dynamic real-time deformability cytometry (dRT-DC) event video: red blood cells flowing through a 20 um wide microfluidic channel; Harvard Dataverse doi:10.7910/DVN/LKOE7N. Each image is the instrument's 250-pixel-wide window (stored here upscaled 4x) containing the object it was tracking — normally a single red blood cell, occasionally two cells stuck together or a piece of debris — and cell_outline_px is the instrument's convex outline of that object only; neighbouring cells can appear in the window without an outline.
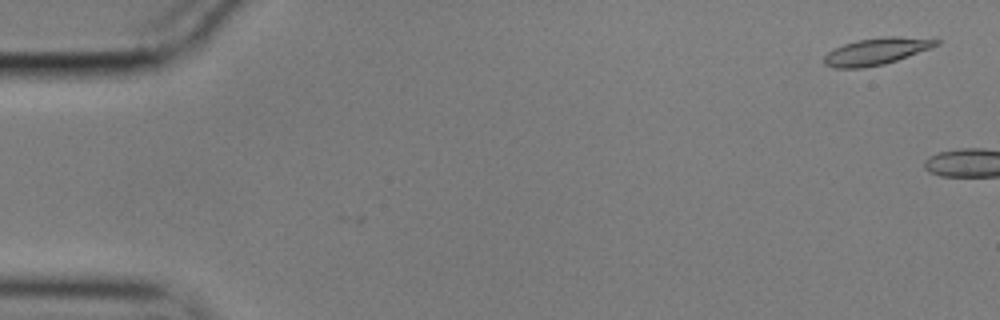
{"species": "common noctule bat (a hibernating species)", "species_latin": "Nyctalus noctula", "temperature_condition": "cold", "stored_images_in_passage": 2, "camera_frame_rate_fps": 3000, "um_per_image_px": 0.085, "animal": {"sex": "male", "body_mass_g": 17.9}, "frame": {"image": 1, "passage_image": 2, "time_ms": 0.333, "image_size_px": [1000, 320], "cell_outline_px": [[940, 44], [896, 60], [884, 64], [860, 68], [836, 68], [824, 64], [824, 56], [828, 52], [844, 44], [856, 40], [888, 36], [896, 36], [940, 40]], "centroid_in_image_um": [74.45, 4.36], "position_along_channel_um": 10.5, "area_um2": 17.17}}